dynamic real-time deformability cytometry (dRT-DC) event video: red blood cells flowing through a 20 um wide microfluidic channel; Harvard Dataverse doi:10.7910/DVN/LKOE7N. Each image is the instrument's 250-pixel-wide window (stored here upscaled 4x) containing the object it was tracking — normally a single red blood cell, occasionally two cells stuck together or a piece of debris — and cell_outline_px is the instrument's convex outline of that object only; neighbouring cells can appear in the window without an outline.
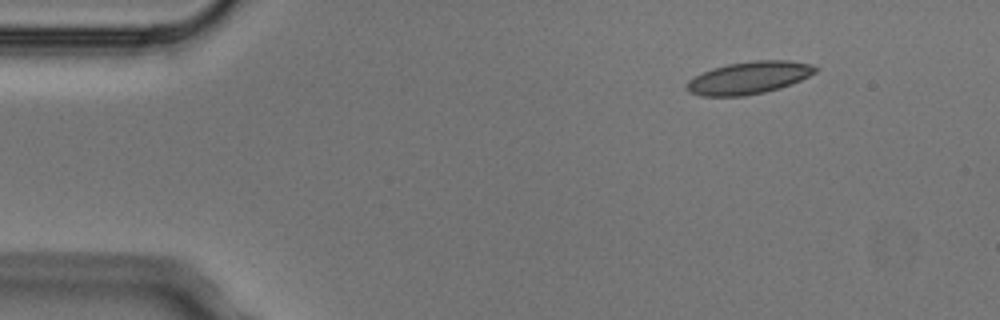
{"species": "Egyptian fruit bat (a non-hibernating species)", "species_latin": "Rousettus aegyptiacus", "temperature_condition": "cold", "stored_images_in_passage": 4, "camera_frame_rate_fps": 3000, "um_per_image_px": 0.085, "animal": {"sex": "male"}, "frame": {"image": 1, "passage_image": 1, "time_ms": 0.0, "image_size_px": [1000, 320], "cell_outline_px": [[820, 68], [816, 72], [800, 80], [780, 88], [764, 92], [744, 96], [700, 96], [688, 92], [684, 88], [688, 80], [712, 68], [728, 64], [752, 60], [788, 60], [812, 64]], "centroid_in_image_um": [63.65, 6.61], "position_along_channel_um": 21.4, "area_um2": 24.39}}
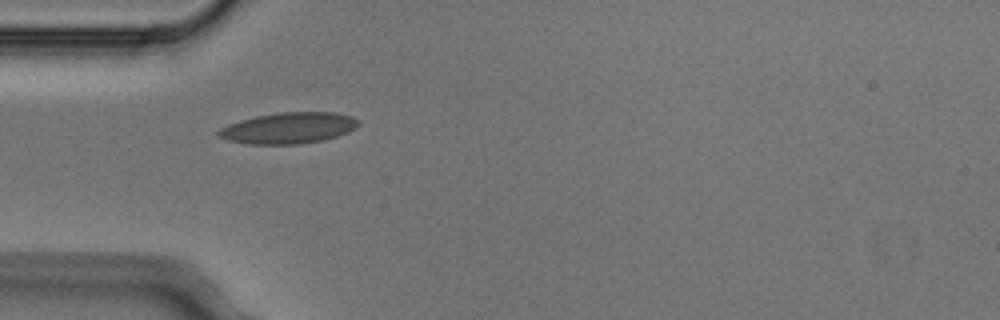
{"frame": {"image": 2, "passage_image": 3, "time_ms": 0.667, "image_size_px": [1000, 320], "cell_outline_px": [[360, 124], [356, 128], [348, 132], [324, 140], [300, 144], [252, 144], [228, 140], [220, 136], [216, 132], [220, 128], [228, 124], [240, 120], [256, 116], [280, 112], [336, 112], [352, 116], [360, 120]], "centroid_in_image_um": [24.57, 10.87], "position_along_channel_um": 60.4, "area_um2": 25.43}}